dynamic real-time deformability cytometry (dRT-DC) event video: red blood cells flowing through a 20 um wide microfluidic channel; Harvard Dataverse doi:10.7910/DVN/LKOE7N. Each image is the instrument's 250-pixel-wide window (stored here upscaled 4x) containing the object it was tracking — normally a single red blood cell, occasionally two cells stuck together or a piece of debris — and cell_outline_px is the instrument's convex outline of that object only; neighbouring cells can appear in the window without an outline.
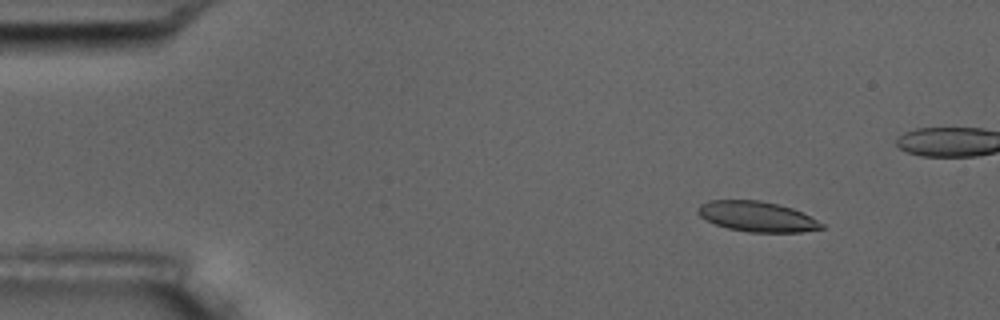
{"species": "common noctule bat (a hibernating species)", "species_latin": "Nyctalus noctula", "temperature_condition": "room temperature", "stored_images_in_passage": 6, "camera_frame_rate_fps": 3000, "um_per_image_px": 0.085, "animal": {"sex": "male", "body_mass_g": 17.5, "forearm_length_mm": 52.3}, "frame": {"image": 1, "passage_image": 2, "time_ms": 1.333, "image_size_px": [1000, 320], "cell_outline_px": [[824, 228], [800, 232], [748, 232], [728, 228], [716, 224], [700, 216], [696, 212], [696, 208], [700, 204], [708, 200], [760, 200], [792, 208], [824, 224]], "centroid_in_image_um": [64.3, 18.4], "position_along_channel_um": 20.7, "area_um2": 21.62}}